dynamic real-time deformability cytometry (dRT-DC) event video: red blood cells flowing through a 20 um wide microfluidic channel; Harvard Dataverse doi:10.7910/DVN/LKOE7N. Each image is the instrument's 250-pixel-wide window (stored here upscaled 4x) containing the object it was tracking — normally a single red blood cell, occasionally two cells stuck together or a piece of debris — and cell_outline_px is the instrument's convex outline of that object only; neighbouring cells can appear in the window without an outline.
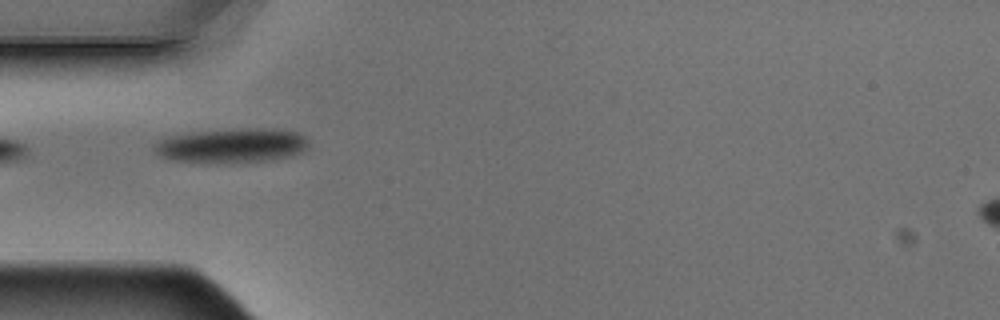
{"species": "Egyptian fruit bat (a non-hibernating species)", "species_latin": "Rousettus aegyptiacus", "temperature_condition": "warm", "stored_images_in_passage": 7, "camera_frame_rate_fps": 3000, "um_per_image_px": 0.085, "animal": {"sex": "male"}, "frame": {"image": 1, "passage_image": 5, "time_ms": 1.333, "image_size_px": [1000, 320], "cell_outline_px": [[308, 148], [292, 156], [272, 160], [172, 160], [160, 156], [152, 148], [152, 144], [160, 140], [172, 136], [196, 132], [256, 128], [264, 128], [296, 132], [304, 136], [308, 140]], "centroid_in_image_um": [19.75, 12.34], "position_along_channel_um": 65.3, "area_um2": 29.54}}
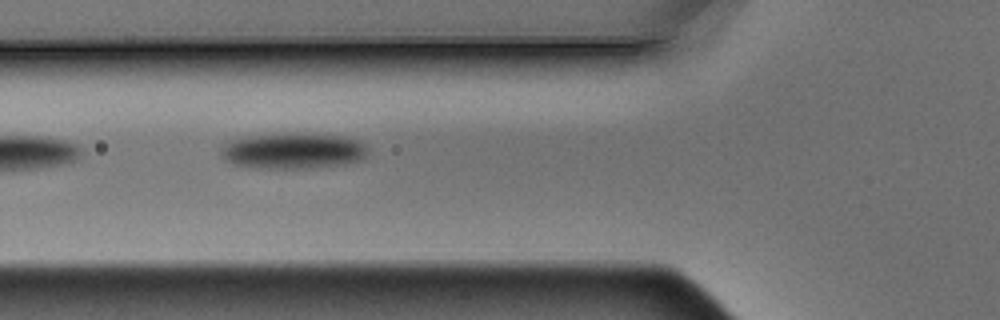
{"frame": {"image": 2, "passage_image": 6, "time_ms": 1.667, "image_size_px": [1000, 320], "cell_outline_px": [[368, 152], [360, 160], [344, 164], [308, 168], [256, 168], [232, 164], [224, 160], [220, 156], [220, 148], [224, 144], [232, 140], [248, 136], [284, 132], [292, 132], [344, 136], [356, 140], [364, 144], [368, 148]], "centroid_in_image_um": [24.87, 12.81], "position_along_channel_um": 100.9, "area_um2": 31.15}}
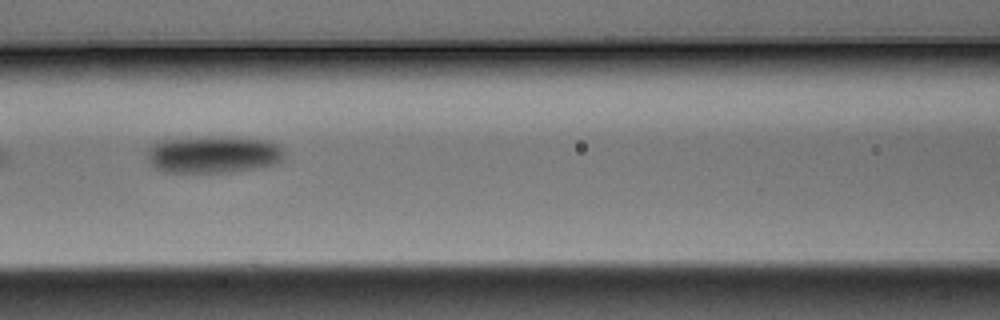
{"frame": {"image": 3, "passage_image": 7, "time_ms": 2.0, "image_size_px": [1000, 320], "cell_outline_px": [[284, 160], [276, 164], [256, 168], [232, 172], [164, 172], [156, 168], [148, 160], [148, 148], [152, 144], [164, 140], [224, 136], [268, 140], [276, 144], [284, 152]], "centroid_in_image_um": [18.17, 13.13], "position_along_channel_um": 148.4, "area_um2": 29.65}}